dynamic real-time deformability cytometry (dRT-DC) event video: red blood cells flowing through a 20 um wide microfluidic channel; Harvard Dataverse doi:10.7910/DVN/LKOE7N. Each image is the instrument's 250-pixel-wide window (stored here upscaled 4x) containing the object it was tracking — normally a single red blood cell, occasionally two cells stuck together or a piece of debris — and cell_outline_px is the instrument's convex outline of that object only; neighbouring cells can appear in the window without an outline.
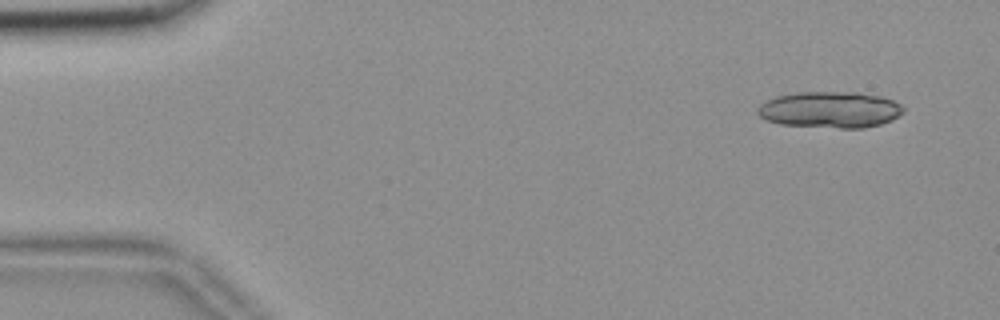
{"species": "common noctule bat (a hibernating species)", "species_latin": "Nyctalus noctula", "temperature_condition": "room temperature", "stored_images_in_passage": 15, "camera_frame_rate_fps": 3000, "um_per_image_px": 0.085, "animal": {"sex": "female", "body_mass_g": 18.4}, "frame": {"image": 1, "passage_image": 1, "time_ms": 0.0, "image_size_px": [1000, 320], "cell_outline_px": [[904, 112], [892, 120], [880, 124], [864, 128], [840, 128], [780, 124], [768, 120], [760, 116], [756, 112], [756, 108], [760, 104], [776, 96], [796, 92], [856, 92], [880, 96], [892, 100], [900, 104], [904, 108]], "centroid_in_image_um": [70.55, 9.32], "position_along_channel_um": 14.4, "area_um2": 30.87}}